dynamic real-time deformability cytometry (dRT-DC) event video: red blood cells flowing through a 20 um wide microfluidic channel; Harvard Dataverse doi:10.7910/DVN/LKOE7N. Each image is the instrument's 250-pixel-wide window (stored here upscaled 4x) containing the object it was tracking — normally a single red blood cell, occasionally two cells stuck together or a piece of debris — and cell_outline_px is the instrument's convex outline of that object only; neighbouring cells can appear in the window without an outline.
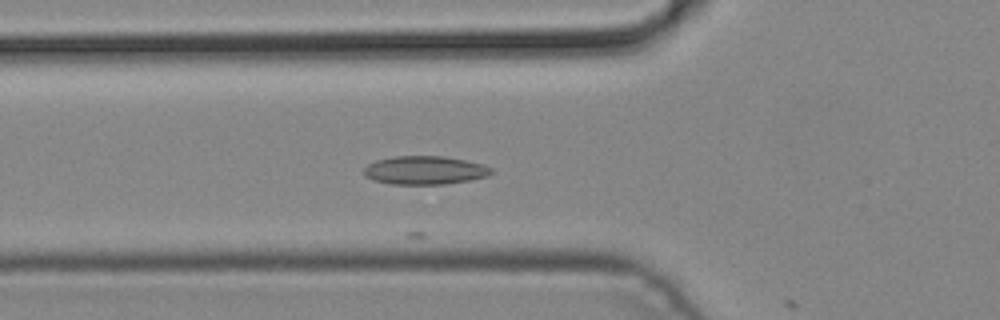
{"species": "common noctule bat (a hibernating species)", "species_latin": "Nyctalus noctula", "temperature_condition": "cold", "stored_images_in_passage": 5, "camera_frame_rate_fps": 3000, "um_per_image_px": 0.085, "animal": {"sex": "male", "body_mass_g": 19.2, "forearm_length_mm": 51.8}, "frame": {"image": 1, "passage_image": 5, "time_ms": 1.333, "image_size_px": [1000, 320], "cell_outline_px": [[492, 172], [488, 176], [468, 180], [444, 184], [392, 184], [372, 180], [364, 176], [364, 168], [368, 164], [376, 160], [392, 156], [444, 156], [484, 164], [492, 168]], "centroid_in_image_um": [36.08, 14.46], "position_along_channel_um": 89.7, "area_um2": 21.15}}